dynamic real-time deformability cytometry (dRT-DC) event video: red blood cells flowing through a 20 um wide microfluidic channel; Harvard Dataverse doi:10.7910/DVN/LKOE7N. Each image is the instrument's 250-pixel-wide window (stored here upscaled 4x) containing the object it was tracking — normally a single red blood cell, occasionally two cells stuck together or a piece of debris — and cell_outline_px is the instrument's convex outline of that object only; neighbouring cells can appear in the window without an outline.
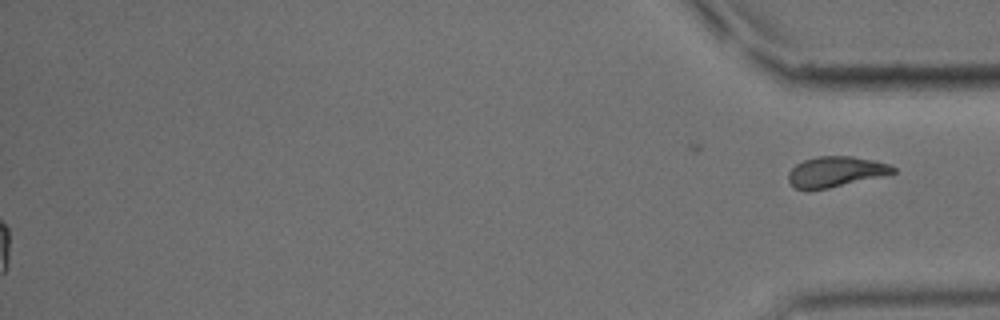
{"species": "common noctule bat (a hibernating species)", "species_latin": "Nyctalus noctula", "temperature_condition": "cold", "stored_images_in_passage": 57, "segment_of_instrument_passage": [2, 2], "camera_frame_rate_fps": 3000, "um_per_image_px": 0.085, "animal": {"sex": "male", "body_mass_g": 15.6}, "frame": {"image": 1, "passage_image": 57, "time_ms": 18.667, "image_size_px": [1000, 320], "cell_outline_px": [[896, 172], [828, 188], [808, 192], [796, 188], [788, 180], [788, 172], [796, 164], [804, 160], [820, 156], [852, 156], [876, 160], [888, 164], [896, 168]], "centroid_in_image_um": [70.98, 14.6], "position_along_channel_um": 364.2, "area_um2": 18.55}}